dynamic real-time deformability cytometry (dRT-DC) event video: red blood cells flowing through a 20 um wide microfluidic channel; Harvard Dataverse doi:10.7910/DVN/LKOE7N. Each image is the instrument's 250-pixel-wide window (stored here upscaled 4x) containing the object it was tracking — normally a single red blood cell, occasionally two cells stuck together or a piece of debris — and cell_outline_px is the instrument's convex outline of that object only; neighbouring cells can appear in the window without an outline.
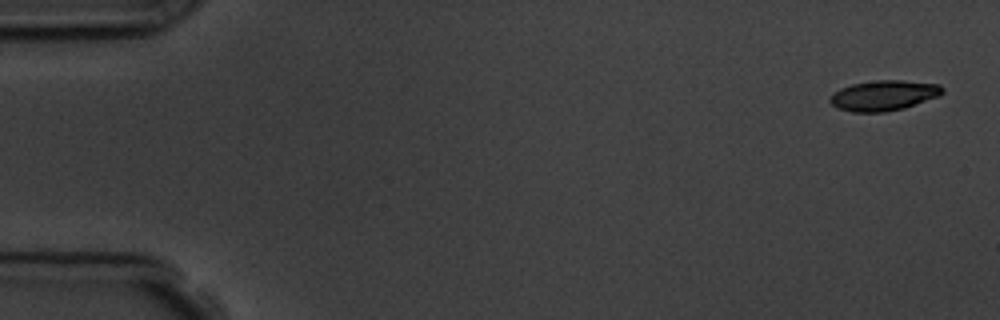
{"species": "common noctule bat (a hibernating species)", "species_latin": "Nyctalus noctula", "temperature_condition": "room temperature", "stored_images_in_passage": 15, "camera_frame_rate_fps": 3000, "um_per_image_px": 0.085, "animal": {"sex": "male", "body_mass_g": 19.5, "forearm_length_mm": 54.6}, "frame": {"image": 1, "passage_image": 1, "time_ms": 0.0, "image_size_px": [1000, 320], "cell_outline_px": [[944, 92], [940, 96], [904, 108], [884, 112], [852, 112], [836, 108], [828, 100], [840, 88], [852, 84], [876, 80], [904, 80], [940, 84], [944, 88]], "centroid_in_image_um": [75.15, 8.11], "position_along_channel_um": 9.8, "area_um2": 19.94}}
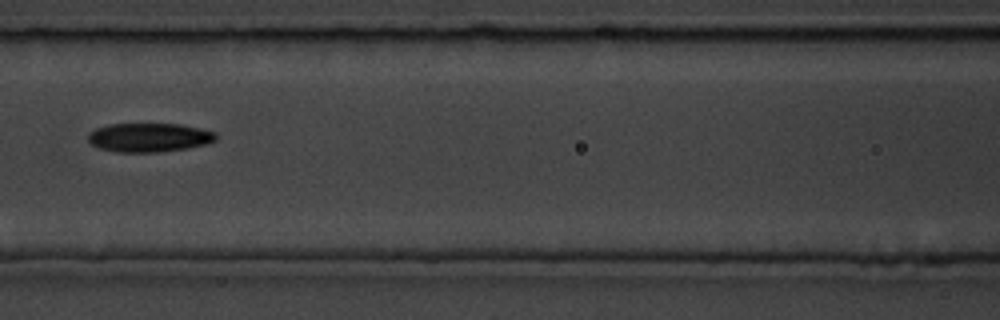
{"frame": {"image": 2, "passage_image": 7, "time_ms": 7.667, "image_size_px": [1000, 320], "cell_outline_px": [[216, 140], [204, 144], [188, 148], [156, 152], [116, 152], [100, 148], [92, 144], [88, 140], [88, 132], [96, 128], [108, 124], [180, 124], [200, 128], [216, 132]], "centroid_in_image_um": [12.66, 11.68], "position_along_channel_um": 153.9, "area_um2": 21.5}}
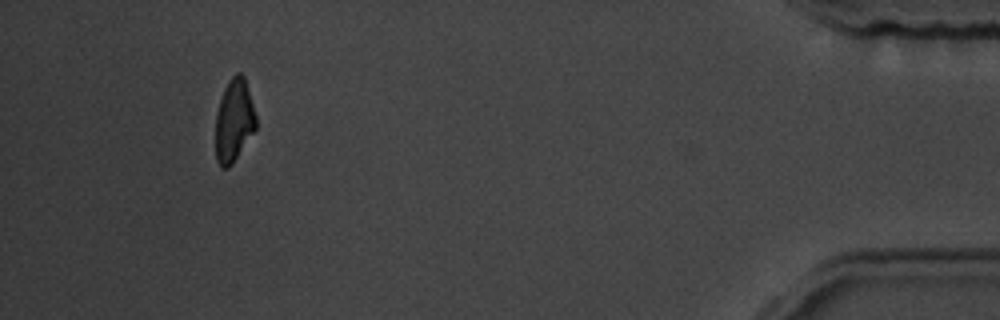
{"frame": {"image": 3, "passage_image": 14, "time_ms": 16.667, "image_size_px": [1000, 320], "cell_outline_px": [[256, 128], [232, 164], [228, 168], [220, 168], [216, 160], [216, 112], [224, 88], [228, 80], [236, 72], [240, 72], [244, 76], [256, 116]], "centroid_in_image_um": [19.88, 10.25], "position_along_channel_um": 415.3, "area_um2": 19.42}, "authors_computed_cell_mechanics": {"area_um2": 20.808, "velocity_mm_per_s": 3.664, "shape_relaxation_time_tau1_ms": 4.0416, "shape_relaxation_time_tau2_ms": 6.184, "deformation_change_tau1": 0.1154, "deformation_change_tau2": 0.1294}}